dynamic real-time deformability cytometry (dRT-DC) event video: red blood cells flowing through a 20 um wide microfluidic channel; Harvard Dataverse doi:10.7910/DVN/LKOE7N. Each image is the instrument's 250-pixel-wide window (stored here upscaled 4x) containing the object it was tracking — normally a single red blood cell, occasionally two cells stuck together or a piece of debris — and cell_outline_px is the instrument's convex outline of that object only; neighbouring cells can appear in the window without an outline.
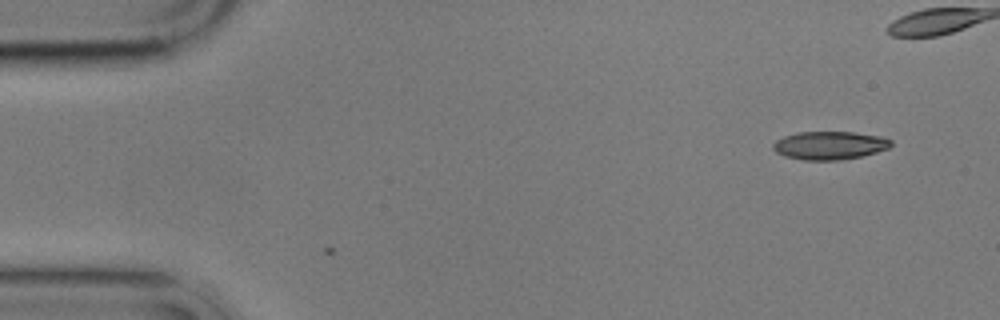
{"species": "common noctule bat (a hibernating species)", "species_latin": "Nyctalus noctula", "temperature_condition": "cold", "stored_images_in_passage": 6, "camera_frame_rate_fps": 3000, "um_per_image_px": 0.085, "animal": {"sex": "male", "body_mass_g": 17.9}, "frame": {"image": 1, "passage_image": 1, "time_ms": 0.0, "image_size_px": [1000, 320], "cell_outline_px": [[892, 144], [888, 148], [876, 152], [844, 160], [804, 160], [784, 156], [776, 152], [772, 148], [772, 144], [776, 140], [784, 136], [796, 132], [856, 132], [880, 136], [892, 140]], "centroid_in_image_um": [70.5, 12.36], "position_along_channel_um": 14.5, "area_um2": 19.48}}
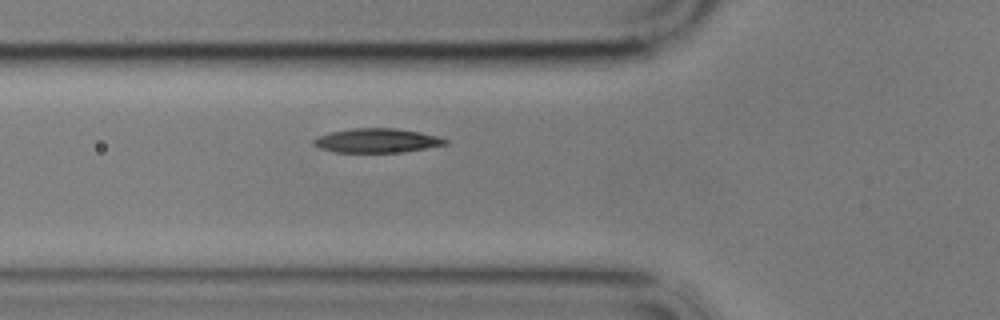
{"frame": {"image": 2, "passage_image": 6, "time_ms": 7.0, "image_size_px": [1000, 320], "cell_outline_px": [[448, 144], [400, 152], [332, 152], [320, 148], [312, 144], [312, 140], [316, 136], [332, 132], [352, 128], [396, 128], [420, 132], [436, 136], [448, 140]], "centroid_in_image_um": [31.98, 11.94], "position_along_channel_um": 93.8, "area_um2": 18.5}}